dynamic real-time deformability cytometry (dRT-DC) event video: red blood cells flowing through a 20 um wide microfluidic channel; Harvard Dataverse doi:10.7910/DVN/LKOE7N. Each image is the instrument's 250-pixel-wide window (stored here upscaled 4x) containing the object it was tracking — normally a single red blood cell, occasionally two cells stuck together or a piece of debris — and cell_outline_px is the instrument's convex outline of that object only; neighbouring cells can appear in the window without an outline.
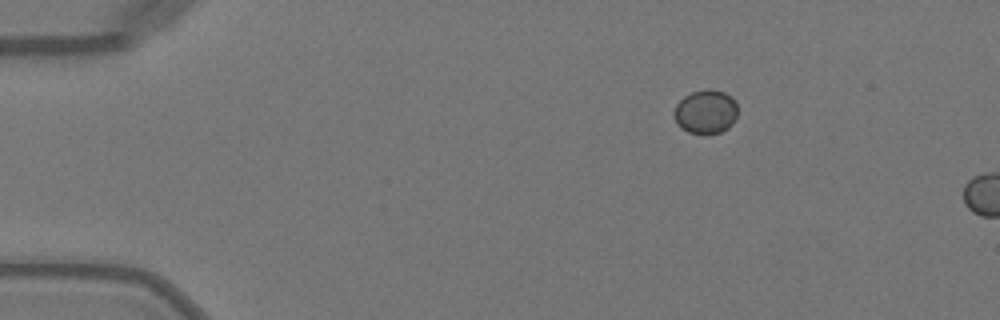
{"species": "Egyptian fruit bat (a non-hibernating species)", "species_latin": "Rousettus aegyptiacus", "temperature_condition": "warm", "stored_images_in_passage": 3, "camera_frame_rate_fps": 3000, "um_per_image_px": 0.085, "animal": {"sex": "female"}, "frame": {"image": 1, "passage_image": 1, "time_ms": 0.0, "image_size_px": [1000, 320], "cell_outline_px": [[736, 120], [728, 128], [720, 132], [688, 132], [680, 128], [676, 124], [672, 116], [672, 112], [676, 104], [684, 96], [692, 92], [708, 88], [724, 92], [732, 96], [736, 100]], "centroid_in_image_um": [59.96, 9.47], "position_along_channel_um": 25.0, "area_um2": 16.42}}